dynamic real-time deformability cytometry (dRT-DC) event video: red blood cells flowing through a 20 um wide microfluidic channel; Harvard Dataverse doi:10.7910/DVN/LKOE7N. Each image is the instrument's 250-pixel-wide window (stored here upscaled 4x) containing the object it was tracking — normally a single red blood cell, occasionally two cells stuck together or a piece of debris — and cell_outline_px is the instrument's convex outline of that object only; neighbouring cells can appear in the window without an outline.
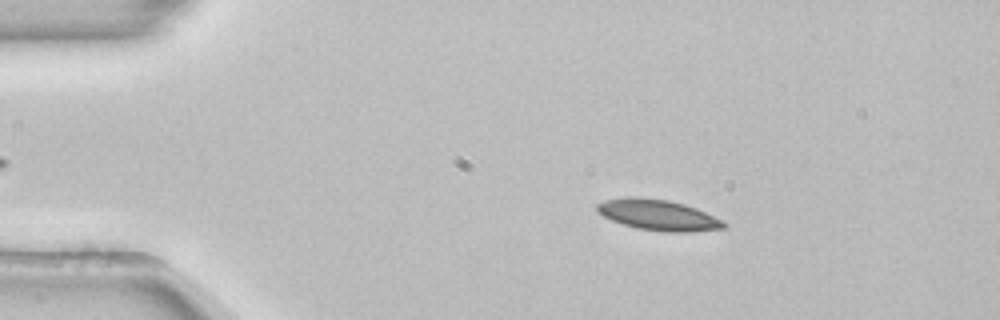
{"species": "common noctule bat (a hibernating species)", "species_latin": "Nyctalus noctula", "temperature_condition": "room temperature", "stored_images_in_passage": 53, "camera_frame_rate_fps": 3000, "um_per_image_px": 0.085, "animal": {"sex": "female", "body_mass_g": 22.7, "forearm_length_mm": 54.2}, "frame": {"image": 1, "passage_image": 9, "time_ms": 2.667, "image_size_px": [1000, 320], "cell_outline_px": [[728, 224], [724, 228], [688, 232], [664, 232], [636, 228], [612, 220], [604, 216], [596, 208], [596, 204], [604, 200], [628, 196], [636, 196], [668, 200], [684, 204], [696, 208], [724, 220]], "centroid_in_image_um": [55.97, 18.27], "position_along_channel_um": 29.0, "area_um2": 22.77}}
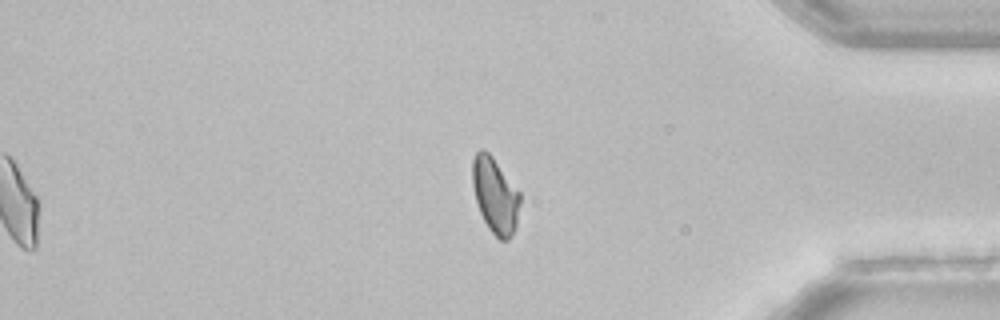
{"frame": {"image": 2, "passage_image": 44, "time_ms": 14.333, "image_size_px": [1000, 320], "cell_outline_px": [[520, 204], [516, 224], [508, 240], [500, 240], [488, 228], [480, 212], [476, 200], [472, 184], [472, 160], [476, 152], [480, 148], [484, 148], [492, 156], [520, 192]], "centroid_in_image_um": [42.07, 16.57], "position_along_channel_um": 393.1, "area_um2": 20.87}}
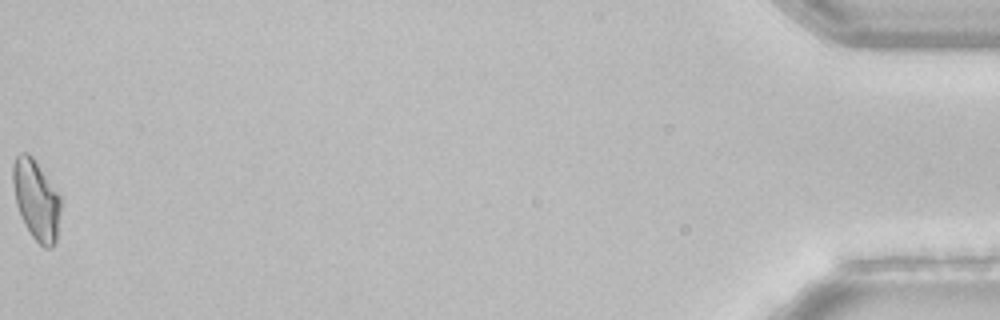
{"frame": {"image": 3, "passage_image": 53, "time_ms": 17.333, "image_size_px": [1000, 320], "cell_outline_px": [[60, 208], [56, 244], [52, 248], [44, 248], [32, 236], [24, 224], [20, 216], [16, 204], [12, 180], [12, 164], [16, 156], [20, 152], [28, 152], [32, 156], [60, 196]], "centroid_in_image_um": [3.06, 16.99], "position_along_channel_um": 432.1, "area_um2": 22.31}}